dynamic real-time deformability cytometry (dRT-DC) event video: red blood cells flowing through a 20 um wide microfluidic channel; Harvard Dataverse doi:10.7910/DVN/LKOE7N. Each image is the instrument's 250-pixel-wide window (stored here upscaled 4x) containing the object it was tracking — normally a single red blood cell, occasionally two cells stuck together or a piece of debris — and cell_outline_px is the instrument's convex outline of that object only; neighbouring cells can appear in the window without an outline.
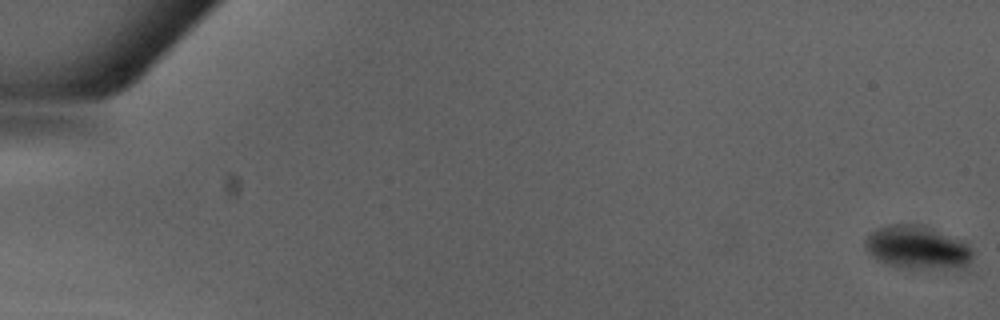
{"species": "Egyptian fruit bat (a non-hibernating species)", "species_latin": "Rousettus aegyptiacus", "temperature_condition": "warm", "stored_images_in_passage": 51, "segment_of_instrument_passage": [1, 2], "camera_frame_rate_fps": 3000, "um_per_image_px": 0.085, "animal": {"sex": "male"}, "frame": {"image": 1, "passage_image": 1, "time_ms": 0.0, "image_size_px": [1000, 320], "cell_outline_px": [[972, 260], [964, 268], [904, 268], [888, 264], [876, 260], [864, 248], [864, 240], [868, 232], [876, 228], [888, 224], [924, 224], [964, 240], [972, 248]], "centroid_in_image_um": [77.97, 21.01], "position_along_channel_um": 7.0, "area_um2": 27.8}}
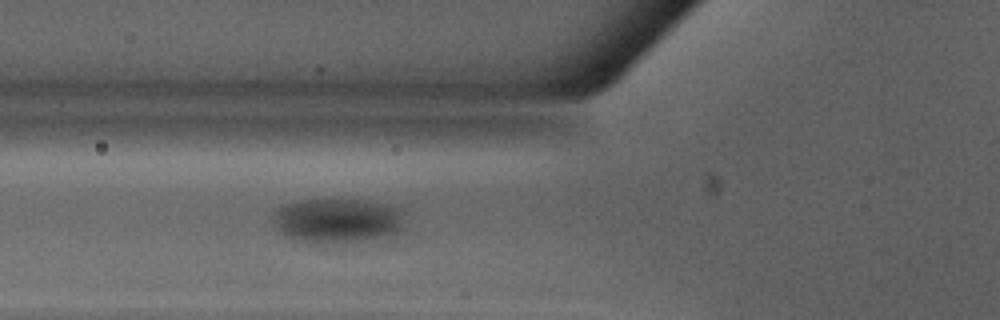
{"frame": {"image": 2, "passage_image": 20, "time_ms": 6.333, "image_size_px": [1000, 320], "cell_outline_px": [[400, 228], [396, 232], [376, 236], [348, 240], [304, 240], [284, 232], [276, 224], [276, 212], [280, 208], [288, 204], [300, 200], [364, 200], [388, 204], [400, 208]], "centroid_in_image_um": [28.72, 18.65], "position_along_channel_um": 97.1, "area_um2": 31.33}}
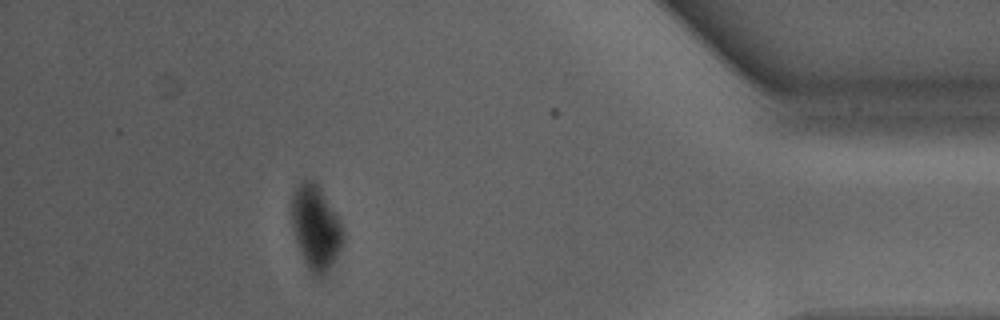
{"frame": {"image": 3, "passage_image": 45, "time_ms": 14.667, "image_size_px": [1000, 320], "cell_outline_px": [[344, 240], [340, 252], [328, 272], [324, 276], [316, 276], [304, 264], [296, 244], [292, 228], [292, 192], [304, 180], [316, 180], [340, 220], [344, 232]], "centroid_in_image_um": [26.85, 19.37], "position_along_channel_um": 408.4, "area_um2": 25.66}}